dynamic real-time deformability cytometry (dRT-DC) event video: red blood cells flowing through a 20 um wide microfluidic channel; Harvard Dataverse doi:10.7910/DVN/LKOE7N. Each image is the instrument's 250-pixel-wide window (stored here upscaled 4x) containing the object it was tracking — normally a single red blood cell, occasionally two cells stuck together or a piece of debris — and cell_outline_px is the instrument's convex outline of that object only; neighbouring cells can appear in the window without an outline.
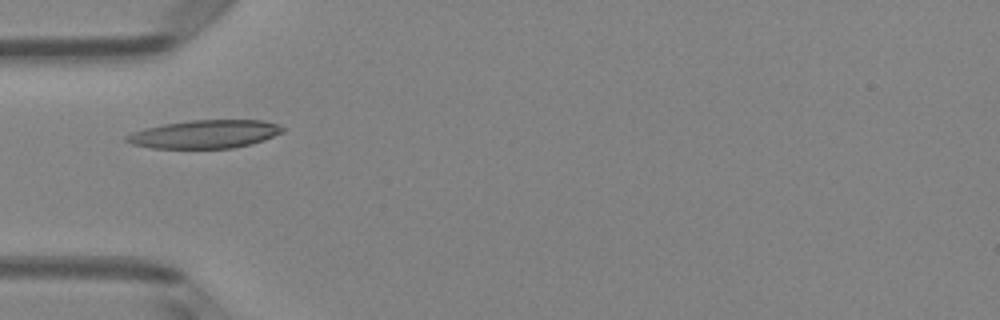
{"species": "Egyptian fruit bat (a non-hibernating species)", "species_latin": "Rousettus aegyptiacus", "temperature_condition": "room temperature", "stored_images_in_passage": 4, "camera_frame_rate_fps": 3000, "um_per_image_px": 0.085, "animal": {"sex": "female"}, "frame": {"image": 1, "passage_image": 4, "time_ms": 1.0, "image_size_px": [1000, 320], "cell_outline_px": [[284, 132], [264, 140], [252, 144], [232, 148], [152, 148], [132, 144], [124, 140], [124, 136], [132, 132], [144, 128], [164, 124], [192, 120], [264, 120], [280, 124], [284, 128]], "centroid_in_image_um": [17.43, 11.4], "position_along_channel_um": 67.6, "area_um2": 25.84}}